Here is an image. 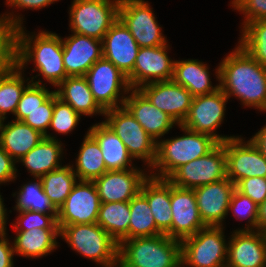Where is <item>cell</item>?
<instances>
[{"label":"cell","instance_id":"36","mask_svg":"<svg viewBox=\"0 0 266 267\" xmlns=\"http://www.w3.org/2000/svg\"><path fill=\"white\" fill-rule=\"evenodd\" d=\"M19 70L21 69L17 65L10 72L0 76V117L3 120L7 112L15 114L18 102L26 88Z\"/></svg>","mask_w":266,"mask_h":267},{"label":"cell","instance_id":"4","mask_svg":"<svg viewBox=\"0 0 266 267\" xmlns=\"http://www.w3.org/2000/svg\"><path fill=\"white\" fill-rule=\"evenodd\" d=\"M187 135L157 142L153 168L158 167L159 179H168L179 167L211 152L219 142L207 134L191 131L179 125Z\"/></svg>","mask_w":266,"mask_h":267},{"label":"cell","instance_id":"26","mask_svg":"<svg viewBox=\"0 0 266 267\" xmlns=\"http://www.w3.org/2000/svg\"><path fill=\"white\" fill-rule=\"evenodd\" d=\"M58 86L60 89L55 91L58 98L78 114H105V110L94 99L85 76H68Z\"/></svg>","mask_w":266,"mask_h":267},{"label":"cell","instance_id":"5","mask_svg":"<svg viewBox=\"0 0 266 267\" xmlns=\"http://www.w3.org/2000/svg\"><path fill=\"white\" fill-rule=\"evenodd\" d=\"M60 235L85 257L105 267L117 265L119 244L97 223L63 226Z\"/></svg>","mask_w":266,"mask_h":267},{"label":"cell","instance_id":"47","mask_svg":"<svg viewBox=\"0 0 266 267\" xmlns=\"http://www.w3.org/2000/svg\"><path fill=\"white\" fill-rule=\"evenodd\" d=\"M6 233H0V267H13L14 249L9 246L10 243L5 239Z\"/></svg>","mask_w":266,"mask_h":267},{"label":"cell","instance_id":"46","mask_svg":"<svg viewBox=\"0 0 266 267\" xmlns=\"http://www.w3.org/2000/svg\"><path fill=\"white\" fill-rule=\"evenodd\" d=\"M14 160L5 152L0 144V184L15 179L16 167Z\"/></svg>","mask_w":266,"mask_h":267},{"label":"cell","instance_id":"49","mask_svg":"<svg viewBox=\"0 0 266 267\" xmlns=\"http://www.w3.org/2000/svg\"><path fill=\"white\" fill-rule=\"evenodd\" d=\"M250 140L266 158V126H264V128L256 133Z\"/></svg>","mask_w":266,"mask_h":267},{"label":"cell","instance_id":"20","mask_svg":"<svg viewBox=\"0 0 266 267\" xmlns=\"http://www.w3.org/2000/svg\"><path fill=\"white\" fill-rule=\"evenodd\" d=\"M148 177L134 167L127 170L107 171L93 182L101 203L129 202L141 189Z\"/></svg>","mask_w":266,"mask_h":267},{"label":"cell","instance_id":"33","mask_svg":"<svg viewBox=\"0 0 266 267\" xmlns=\"http://www.w3.org/2000/svg\"><path fill=\"white\" fill-rule=\"evenodd\" d=\"M2 17L4 19L0 17V76L18 65V29L21 26L19 17Z\"/></svg>","mask_w":266,"mask_h":267},{"label":"cell","instance_id":"6","mask_svg":"<svg viewBox=\"0 0 266 267\" xmlns=\"http://www.w3.org/2000/svg\"><path fill=\"white\" fill-rule=\"evenodd\" d=\"M119 5L120 0H74L70 27L76 34L102 41L119 18Z\"/></svg>","mask_w":266,"mask_h":267},{"label":"cell","instance_id":"21","mask_svg":"<svg viewBox=\"0 0 266 267\" xmlns=\"http://www.w3.org/2000/svg\"><path fill=\"white\" fill-rule=\"evenodd\" d=\"M101 46L103 57L128 77L133 71L140 47L119 18L105 34Z\"/></svg>","mask_w":266,"mask_h":267},{"label":"cell","instance_id":"14","mask_svg":"<svg viewBox=\"0 0 266 267\" xmlns=\"http://www.w3.org/2000/svg\"><path fill=\"white\" fill-rule=\"evenodd\" d=\"M226 155L227 178L235 185L243 178H266V158L249 140L231 138L223 143ZM244 144V145H243Z\"/></svg>","mask_w":266,"mask_h":267},{"label":"cell","instance_id":"7","mask_svg":"<svg viewBox=\"0 0 266 267\" xmlns=\"http://www.w3.org/2000/svg\"><path fill=\"white\" fill-rule=\"evenodd\" d=\"M104 121L124 143L132 158L146 160L152 167L156 157L157 141L153 139L124 107L105 110Z\"/></svg>","mask_w":266,"mask_h":267},{"label":"cell","instance_id":"19","mask_svg":"<svg viewBox=\"0 0 266 267\" xmlns=\"http://www.w3.org/2000/svg\"><path fill=\"white\" fill-rule=\"evenodd\" d=\"M249 228L233 234L227 247L226 267H266V234Z\"/></svg>","mask_w":266,"mask_h":267},{"label":"cell","instance_id":"1","mask_svg":"<svg viewBox=\"0 0 266 267\" xmlns=\"http://www.w3.org/2000/svg\"><path fill=\"white\" fill-rule=\"evenodd\" d=\"M219 87L227 95L239 97L244 105L266 109V67L241 46L221 62L216 71Z\"/></svg>","mask_w":266,"mask_h":267},{"label":"cell","instance_id":"38","mask_svg":"<svg viewBox=\"0 0 266 267\" xmlns=\"http://www.w3.org/2000/svg\"><path fill=\"white\" fill-rule=\"evenodd\" d=\"M240 46L266 67V19L244 24Z\"/></svg>","mask_w":266,"mask_h":267},{"label":"cell","instance_id":"31","mask_svg":"<svg viewBox=\"0 0 266 267\" xmlns=\"http://www.w3.org/2000/svg\"><path fill=\"white\" fill-rule=\"evenodd\" d=\"M17 232L14 253L32 258L41 257L56 248V236L60 235V229L33 228Z\"/></svg>","mask_w":266,"mask_h":267},{"label":"cell","instance_id":"12","mask_svg":"<svg viewBox=\"0 0 266 267\" xmlns=\"http://www.w3.org/2000/svg\"><path fill=\"white\" fill-rule=\"evenodd\" d=\"M119 19L129 29L139 47H156L166 44L147 2L120 0Z\"/></svg>","mask_w":266,"mask_h":267},{"label":"cell","instance_id":"41","mask_svg":"<svg viewBox=\"0 0 266 267\" xmlns=\"http://www.w3.org/2000/svg\"><path fill=\"white\" fill-rule=\"evenodd\" d=\"M19 221L15 225L17 231H26L33 228L59 229L57 215L34 212L30 210L19 211ZM23 224V227L21 226ZM25 226V227H24ZM20 228V229H19Z\"/></svg>","mask_w":266,"mask_h":267},{"label":"cell","instance_id":"29","mask_svg":"<svg viewBox=\"0 0 266 267\" xmlns=\"http://www.w3.org/2000/svg\"><path fill=\"white\" fill-rule=\"evenodd\" d=\"M61 150V144L47 134L38 145L19 161L24 163L34 177L41 178L43 175L61 168L58 162L62 154Z\"/></svg>","mask_w":266,"mask_h":267},{"label":"cell","instance_id":"10","mask_svg":"<svg viewBox=\"0 0 266 267\" xmlns=\"http://www.w3.org/2000/svg\"><path fill=\"white\" fill-rule=\"evenodd\" d=\"M227 99V95L221 89L211 94L195 96L181 126L212 136L219 143L234 138L222 137L214 133L223 120Z\"/></svg>","mask_w":266,"mask_h":267},{"label":"cell","instance_id":"25","mask_svg":"<svg viewBox=\"0 0 266 267\" xmlns=\"http://www.w3.org/2000/svg\"><path fill=\"white\" fill-rule=\"evenodd\" d=\"M0 131V144L14 161H19L45 138L40 131L18 120L2 124Z\"/></svg>","mask_w":266,"mask_h":267},{"label":"cell","instance_id":"15","mask_svg":"<svg viewBox=\"0 0 266 267\" xmlns=\"http://www.w3.org/2000/svg\"><path fill=\"white\" fill-rule=\"evenodd\" d=\"M156 108L164 111L181 125L186 118L194 96L173 80L144 84L137 88Z\"/></svg>","mask_w":266,"mask_h":267},{"label":"cell","instance_id":"18","mask_svg":"<svg viewBox=\"0 0 266 267\" xmlns=\"http://www.w3.org/2000/svg\"><path fill=\"white\" fill-rule=\"evenodd\" d=\"M235 189L236 185L228 178L193 189L205 226H222L221 222L229 211V204Z\"/></svg>","mask_w":266,"mask_h":267},{"label":"cell","instance_id":"32","mask_svg":"<svg viewBox=\"0 0 266 267\" xmlns=\"http://www.w3.org/2000/svg\"><path fill=\"white\" fill-rule=\"evenodd\" d=\"M76 175L79 181H94L107 172L100 145L88 132L76 160Z\"/></svg>","mask_w":266,"mask_h":267},{"label":"cell","instance_id":"40","mask_svg":"<svg viewBox=\"0 0 266 267\" xmlns=\"http://www.w3.org/2000/svg\"><path fill=\"white\" fill-rule=\"evenodd\" d=\"M80 119L78 114L69 104L58 98L54 91V109L50 126L59 133H68L73 130Z\"/></svg>","mask_w":266,"mask_h":267},{"label":"cell","instance_id":"27","mask_svg":"<svg viewBox=\"0 0 266 267\" xmlns=\"http://www.w3.org/2000/svg\"><path fill=\"white\" fill-rule=\"evenodd\" d=\"M89 133L100 145L107 171L127 170L132 156L124 143L105 122L92 126Z\"/></svg>","mask_w":266,"mask_h":267},{"label":"cell","instance_id":"30","mask_svg":"<svg viewBox=\"0 0 266 267\" xmlns=\"http://www.w3.org/2000/svg\"><path fill=\"white\" fill-rule=\"evenodd\" d=\"M129 202L101 203L97 224L118 244L129 239Z\"/></svg>","mask_w":266,"mask_h":267},{"label":"cell","instance_id":"45","mask_svg":"<svg viewBox=\"0 0 266 267\" xmlns=\"http://www.w3.org/2000/svg\"><path fill=\"white\" fill-rule=\"evenodd\" d=\"M232 4L234 8L243 11L246 15L245 24L266 19V0H234Z\"/></svg>","mask_w":266,"mask_h":267},{"label":"cell","instance_id":"13","mask_svg":"<svg viewBox=\"0 0 266 267\" xmlns=\"http://www.w3.org/2000/svg\"><path fill=\"white\" fill-rule=\"evenodd\" d=\"M89 88L97 103L104 109L118 108L121 86L124 92L132 91L127 76L103 56L85 74Z\"/></svg>","mask_w":266,"mask_h":267},{"label":"cell","instance_id":"43","mask_svg":"<svg viewBox=\"0 0 266 267\" xmlns=\"http://www.w3.org/2000/svg\"><path fill=\"white\" fill-rule=\"evenodd\" d=\"M228 210L234 211V215L239 217H249L248 222L251 225L250 227L253 226L257 229L258 205L237 189H235L232 194Z\"/></svg>","mask_w":266,"mask_h":267},{"label":"cell","instance_id":"16","mask_svg":"<svg viewBox=\"0 0 266 267\" xmlns=\"http://www.w3.org/2000/svg\"><path fill=\"white\" fill-rule=\"evenodd\" d=\"M172 228L166 234L182 241L205 228L193 189L180 188L171 183Z\"/></svg>","mask_w":266,"mask_h":267},{"label":"cell","instance_id":"22","mask_svg":"<svg viewBox=\"0 0 266 267\" xmlns=\"http://www.w3.org/2000/svg\"><path fill=\"white\" fill-rule=\"evenodd\" d=\"M102 41L74 33L62 39L63 63L67 76H85L102 56Z\"/></svg>","mask_w":266,"mask_h":267},{"label":"cell","instance_id":"34","mask_svg":"<svg viewBox=\"0 0 266 267\" xmlns=\"http://www.w3.org/2000/svg\"><path fill=\"white\" fill-rule=\"evenodd\" d=\"M76 177L77 175L73 167L66 165L40 178L43 191L57 210L64 204L74 185L77 183Z\"/></svg>","mask_w":266,"mask_h":267},{"label":"cell","instance_id":"17","mask_svg":"<svg viewBox=\"0 0 266 267\" xmlns=\"http://www.w3.org/2000/svg\"><path fill=\"white\" fill-rule=\"evenodd\" d=\"M166 45L140 47L133 71L127 77L131 89H137L144 83L172 80L175 61L167 56Z\"/></svg>","mask_w":266,"mask_h":267},{"label":"cell","instance_id":"51","mask_svg":"<svg viewBox=\"0 0 266 267\" xmlns=\"http://www.w3.org/2000/svg\"><path fill=\"white\" fill-rule=\"evenodd\" d=\"M6 210L4 208L3 202H2V198L0 195V233H5V224H6Z\"/></svg>","mask_w":266,"mask_h":267},{"label":"cell","instance_id":"44","mask_svg":"<svg viewBox=\"0 0 266 267\" xmlns=\"http://www.w3.org/2000/svg\"><path fill=\"white\" fill-rule=\"evenodd\" d=\"M236 189L245 196H248L257 205L266 200V178H243L236 184Z\"/></svg>","mask_w":266,"mask_h":267},{"label":"cell","instance_id":"2","mask_svg":"<svg viewBox=\"0 0 266 267\" xmlns=\"http://www.w3.org/2000/svg\"><path fill=\"white\" fill-rule=\"evenodd\" d=\"M22 29L21 26L18 29L19 68L23 69L24 64H27V61H31L32 58L36 69L43 77L58 86L68 77L63 63L62 39L56 33L40 32L33 41L32 37L27 36ZM31 41H33V45H31Z\"/></svg>","mask_w":266,"mask_h":267},{"label":"cell","instance_id":"50","mask_svg":"<svg viewBox=\"0 0 266 267\" xmlns=\"http://www.w3.org/2000/svg\"><path fill=\"white\" fill-rule=\"evenodd\" d=\"M257 229L260 232H266V200L258 205Z\"/></svg>","mask_w":266,"mask_h":267},{"label":"cell","instance_id":"42","mask_svg":"<svg viewBox=\"0 0 266 267\" xmlns=\"http://www.w3.org/2000/svg\"><path fill=\"white\" fill-rule=\"evenodd\" d=\"M30 83L25 88L16 110H34L54 93V91L50 92L45 89V86L40 85V81Z\"/></svg>","mask_w":266,"mask_h":267},{"label":"cell","instance_id":"53","mask_svg":"<svg viewBox=\"0 0 266 267\" xmlns=\"http://www.w3.org/2000/svg\"><path fill=\"white\" fill-rule=\"evenodd\" d=\"M181 265H183V263L181 262V263H179L176 267H180Z\"/></svg>","mask_w":266,"mask_h":267},{"label":"cell","instance_id":"23","mask_svg":"<svg viewBox=\"0 0 266 267\" xmlns=\"http://www.w3.org/2000/svg\"><path fill=\"white\" fill-rule=\"evenodd\" d=\"M121 105L155 140L167 133L176 124L172 117L156 108L138 89L133 90L131 96L124 97L121 100Z\"/></svg>","mask_w":266,"mask_h":267},{"label":"cell","instance_id":"3","mask_svg":"<svg viewBox=\"0 0 266 267\" xmlns=\"http://www.w3.org/2000/svg\"><path fill=\"white\" fill-rule=\"evenodd\" d=\"M118 263L122 267H176L181 263V241L166 234L123 240Z\"/></svg>","mask_w":266,"mask_h":267},{"label":"cell","instance_id":"35","mask_svg":"<svg viewBox=\"0 0 266 267\" xmlns=\"http://www.w3.org/2000/svg\"><path fill=\"white\" fill-rule=\"evenodd\" d=\"M129 207V239L163 234L156 226L147 199L140 192L129 201Z\"/></svg>","mask_w":266,"mask_h":267},{"label":"cell","instance_id":"28","mask_svg":"<svg viewBox=\"0 0 266 267\" xmlns=\"http://www.w3.org/2000/svg\"><path fill=\"white\" fill-rule=\"evenodd\" d=\"M205 65L197 60L175 61L172 80L185 87L194 97L214 93L220 87L211 86Z\"/></svg>","mask_w":266,"mask_h":267},{"label":"cell","instance_id":"9","mask_svg":"<svg viewBox=\"0 0 266 267\" xmlns=\"http://www.w3.org/2000/svg\"><path fill=\"white\" fill-rule=\"evenodd\" d=\"M227 178L226 155L219 143L207 155L179 167L167 180L180 188L195 189Z\"/></svg>","mask_w":266,"mask_h":267},{"label":"cell","instance_id":"37","mask_svg":"<svg viewBox=\"0 0 266 267\" xmlns=\"http://www.w3.org/2000/svg\"><path fill=\"white\" fill-rule=\"evenodd\" d=\"M38 181L26 184L21 188L18 193L17 205L15 206L18 211H34L42 212L51 215H58V210L54 207L50 199L43 191L42 181L37 178ZM49 211V212H48ZM47 212V213H46Z\"/></svg>","mask_w":266,"mask_h":267},{"label":"cell","instance_id":"52","mask_svg":"<svg viewBox=\"0 0 266 267\" xmlns=\"http://www.w3.org/2000/svg\"><path fill=\"white\" fill-rule=\"evenodd\" d=\"M2 121H4L1 117H0V130H1V127H2Z\"/></svg>","mask_w":266,"mask_h":267},{"label":"cell","instance_id":"39","mask_svg":"<svg viewBox=\"0 0 266 267\" xmlns=\"http://www.w3.org/2000/svg\"><path fill=\"white\" fill-rule=\"evenodd\" d=\"M54 109V93L34 110H16V120L23 121L33 129L47 135L46 129L50 126Z\"/></svg>","mask_w":266,"mask_h":267},{"label":"cell","instance_id":"48","mask_svg":"<svg viewBox=\"0 0 266 267\" xmlns=\"http://www.w3.org/2000/svg\"><path fill=\"white\" fill-rule=\"evenodd\" d=\"M54 1L58 0H7V4L21 8L40 9L42 7L48 6Z\"/></svg>","mask_w":266,"mask_h":267},{"label":"cell","instance_id":"8","mask_svg":"<svg viewBox=\"0 0 266 267\" xmlns=\"http://www.w3.org/2000/svg\"><path fill=\"white\" fill-rule=\"evenodd\" d=\"M221 227L199 230L181 241V262L191 267H226L227 245Z\"/></svg>","mask_w":266,"mask_h":267},{"label":"cell","instance_id":"11","mask_svg":"<svg viewBox=\"0 0 266 267\" xmlns=\"http://www.w3.org/2000/svg\"><path fill=\"white\" fill-rule=\"evenodd\" d=\"M101 201L93 181L76 183L59 208L57 223L63 226L97 223Z\"/></svg>","mask_w":266,"mask_h":267},{"label":"cell","instance_id":"24","mask_svg":"<svg viewBox=\"0 0 266 267\" xmlns=\"http://www.w3.org/2000/svg\"><path fill=\"white\" fill-rule=\"evenodd\" d=\"M140 193L147 199L157 228L167 234L172 228L171 183L150 177L143 182Z\"/></svg>","mask_w":266,"mask_h":267}]
</instances>
